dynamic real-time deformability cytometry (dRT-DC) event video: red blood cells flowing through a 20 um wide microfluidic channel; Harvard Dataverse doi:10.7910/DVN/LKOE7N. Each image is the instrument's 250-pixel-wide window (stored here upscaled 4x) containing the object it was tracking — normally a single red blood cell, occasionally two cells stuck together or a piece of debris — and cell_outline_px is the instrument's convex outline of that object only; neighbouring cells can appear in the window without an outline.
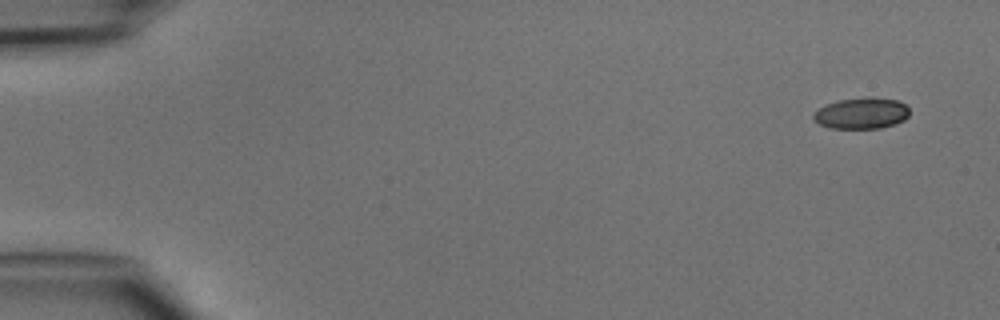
{"species": "common noctule bat (a hibernating species)", "species_latin": "Nyctalus noctula", "temperature_condition": "cold", "stored_images_in_passage": 5, "camera_frame_rate_fps": 3000, "um_per_image_px": 0.085, "animal": {"sex": "male", "body_mass_g": 15.6}, "frame": {"image": 1, "passage_image": 1, "time_ms": 0.0, "image_size_px": [1000, 320], "cell_outline_px": [[908, 116], [904, 120], [880, 128], [832, 128], [820, 124], [812, 116], [812, 112], [828, 104], [840, 100], [868, 96], [872, 96], [900, 100], [908, 108]], "centroid_in_image_um": [73.25, 9.6], "position_along_channel_um": 11.8, "area_um2": 17.4}}
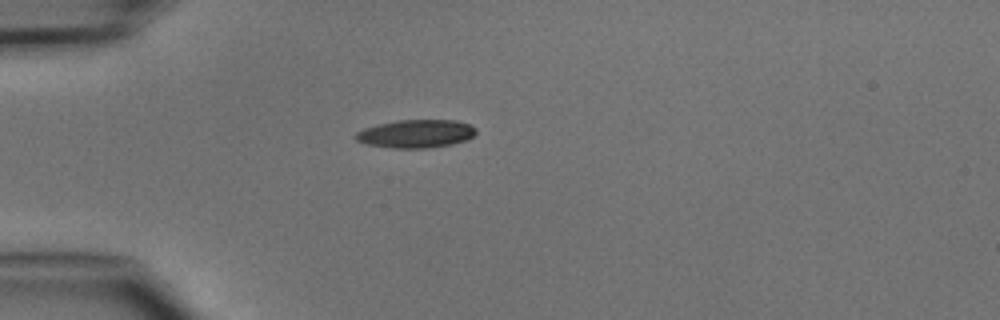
{"frame": {"image": 2, "passage_image": 4, "time_ms": 3.667, "image_size_px": [1000, 320], "cell_outline_px": [[476, 132], [468, 140], [452, 144], [424, 148], [392, 148], [368, 144], [356, 140], [352, 136], [356, 132], [364, 128], [396, 120], [456, 120], [468, 124], [476, 128]], "centroid_in_image_um": [35.35, 11.36], "position_along_channel_um": 49.7, "area_um2": 19.71}}